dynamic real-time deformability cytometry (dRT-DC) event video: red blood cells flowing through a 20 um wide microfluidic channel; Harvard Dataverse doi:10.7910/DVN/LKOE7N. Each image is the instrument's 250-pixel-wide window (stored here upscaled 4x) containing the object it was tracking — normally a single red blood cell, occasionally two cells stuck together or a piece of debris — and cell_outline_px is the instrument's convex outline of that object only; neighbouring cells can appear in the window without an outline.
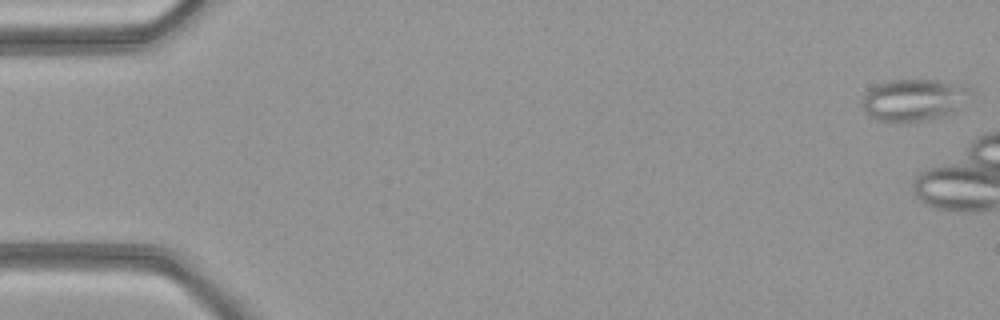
{"species": "common noctule bat (a hibernating species)", "species_latin": "Nyctalus noctula", "temperature_condition": "warm", "stored_images_in_passage": 5, "camera_frame_rate_fps": 3000, "um_per_image_px": 0.085, "animal": {"sex": "female", "body_mass_g": 21.9}, "frame": {"image": 1, "passage_image": 1, "time_ms": 0.0, "image_size_px": [1000, 320], "cell_outline_px": [[968, 92], [956, 112], [908, 124], [896, 124], [876, 120], [864, 108], [860, 100], [868, 88], [876, 84], [888, 80], [936, 80], [964, 84], [968, 88]], "centroid_in_image_um": [77.59, 8.51], "position_along_channel_um": 7.4, "area_um2": 26.7}}